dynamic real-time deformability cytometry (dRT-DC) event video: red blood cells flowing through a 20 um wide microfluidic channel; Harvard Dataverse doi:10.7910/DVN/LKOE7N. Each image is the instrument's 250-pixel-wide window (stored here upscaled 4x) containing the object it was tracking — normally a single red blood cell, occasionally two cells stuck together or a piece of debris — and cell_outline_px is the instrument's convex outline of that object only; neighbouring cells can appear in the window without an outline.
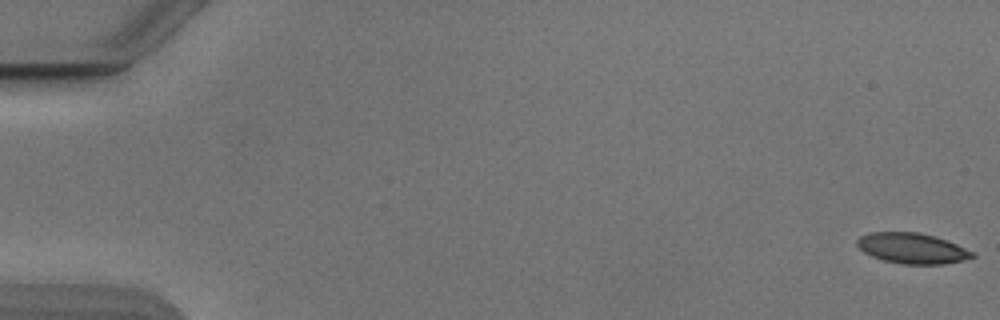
{"species": "Egyptian fruit bat (a non-hibernating species)", "species_latin": "Rousettus aegyptiacus", "temperature_condition": "cold", "stored_images_in_passage": 15, "camera_frame_rate_fps": 3000, "um_per_image_px": 0.085, "animal": {"sex": "male"}, "frame": {"image": 1, "passage_image": 1, "time_ms": 0.0, "image_size_px": [1000, 320], "cell_outline_px": [[976, 256], [964, 260], [944, 264], [904, 264], [884, 260], [872, 256], [864, 252], [856, 244], [856, 240], [860, 236], [868, 232], [920, 232], [936, 236], [976, 252]], "centroid_in_image_um": [77.55, 21.09], "position_along_channel_um": 7.4, "area_um2": 20.63}}